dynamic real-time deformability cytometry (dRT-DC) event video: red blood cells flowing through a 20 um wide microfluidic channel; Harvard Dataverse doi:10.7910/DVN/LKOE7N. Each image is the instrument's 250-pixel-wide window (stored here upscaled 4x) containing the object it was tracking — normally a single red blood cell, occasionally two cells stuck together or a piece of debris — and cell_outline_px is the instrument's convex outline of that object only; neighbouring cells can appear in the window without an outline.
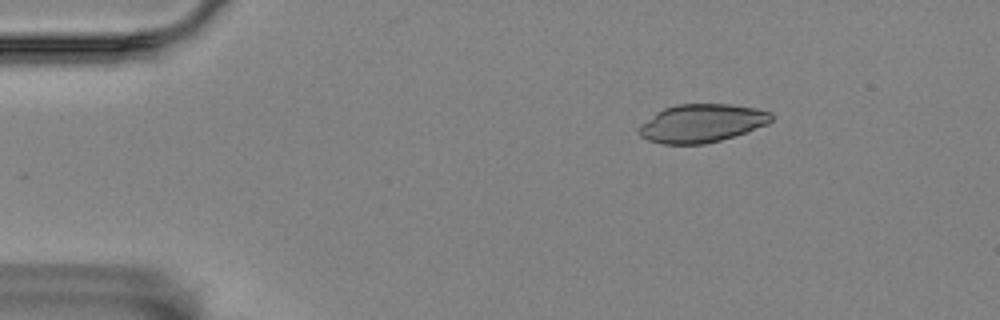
{"species": "Egyptian fruit bat (a non-hibernating species)", "species_latin": "Rousettus aegyptiacus", "temperature_condition": "room temperature", "stored_images_in_passage": 49, "camera_frame_rate_fps": 3000, "um_per_image_px": 0.085, "animal": {"sex": "female"}, "frame": {"image": 1, "passage_image": 1, "time_ms": 0.0, "image_size_px": [1000, 320], "cell_outline_px": [[772, 120], [768, 124], [720, 140], [704, 144], [660, 144], [648, 140], [640, 136], [640, 124], [656, 112], [664, 108], [676, 104], [728, 104], [756, 108], [772, 112]], "centroid_in_image_um": [59.63, 10.47], "position_along_channel_um": 25.4, "area_um2": 29.36}}
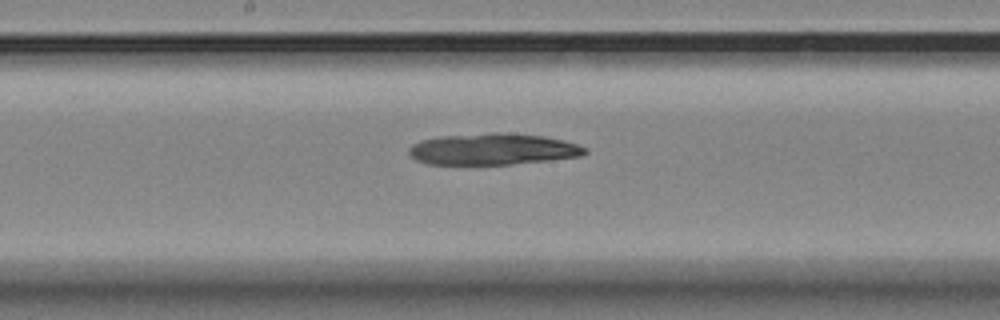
{"frame": {"image": 2, "passage_image": 22, "time_ms": 7.0, "image_size_px": [1000, 320], "cell_outline_px": [[588, 152], [584, 156], [512, 164], [428, 164], [416, 160], [408, 152], [408, 148], [412, 144], [420, 140], [440, 136], [492, 132], [500, 132], [544, 136], [564, 140], [588, 148]], "centroid_in_image_um": [41.91, 12.67], "position_along_channel_um": 206.3, "area_um2": 32.43}}
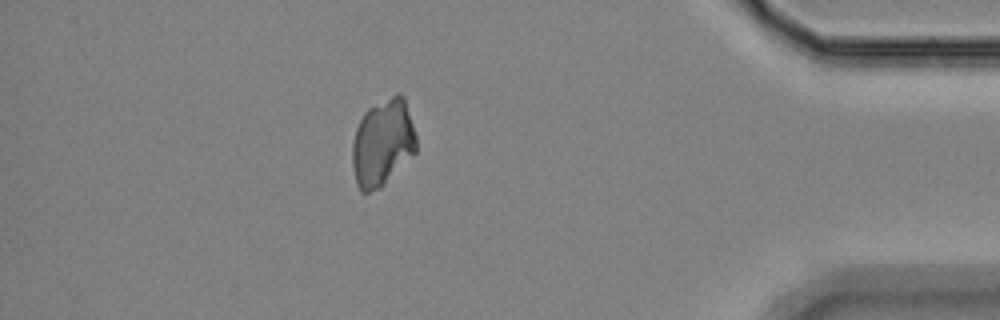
{"frame": {"image": 3, "passage_image": 42, "time_ms": 13.667, "image_size_px": [1000, 320], "cell_outline_px": [[416, 152], [380, 188], [368, 192], [360, 192], [356, 184], [352, 164], [352, 144], [356, 128], [364, 112], [368, 108], [396, 92], [400, 92], [404, 96], [416, 136]], "centroid_in_image_um": [32.51, 12.12], "position_along_channel_um": 402.7, "area_um2": 32.54}}